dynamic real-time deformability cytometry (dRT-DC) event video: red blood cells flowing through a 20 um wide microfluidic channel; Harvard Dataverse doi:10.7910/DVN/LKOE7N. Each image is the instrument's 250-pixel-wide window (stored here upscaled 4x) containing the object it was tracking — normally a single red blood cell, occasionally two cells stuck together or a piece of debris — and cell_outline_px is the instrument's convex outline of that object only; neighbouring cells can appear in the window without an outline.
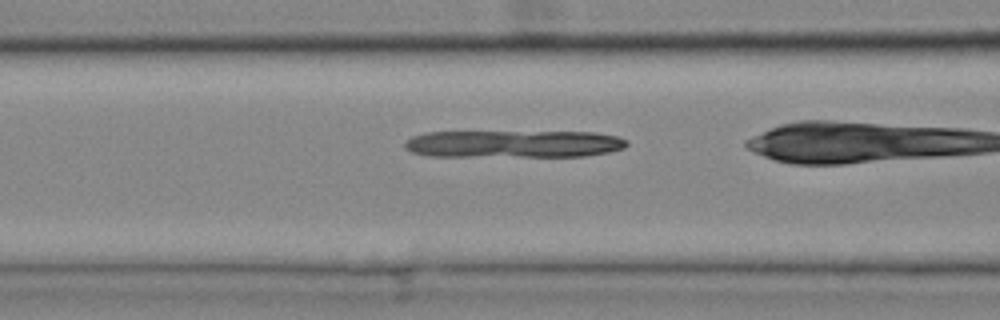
{"species": "common noctule bat (a hibernating species)", "species_latin": "Nyctalus noctula", "temperature_condition": "cold", "stored_images_in_passage": 26, "camera_frame_rate_fps": 3000, "um_per_image_px": 0.085, "animal": {"sex": "female", "body_mass_g": 25.1}, "frame": {"image": 1, "passage_image": 5, "time_ms": 1.333, "image_size_px": [1000, 320], "cell_outline_px": [[628, 144], [624, 148], [608, 152], [584, 156], [428, 156], [412, 152], [404, 148], [404, 140], [412, 136], [424, 132], [596, 132], [616, 136], [628, 140]], "centroid_in_image_um": [43.63, 12.23], "position_along_channel_um": 123.0, "area_um2": 35.6}}
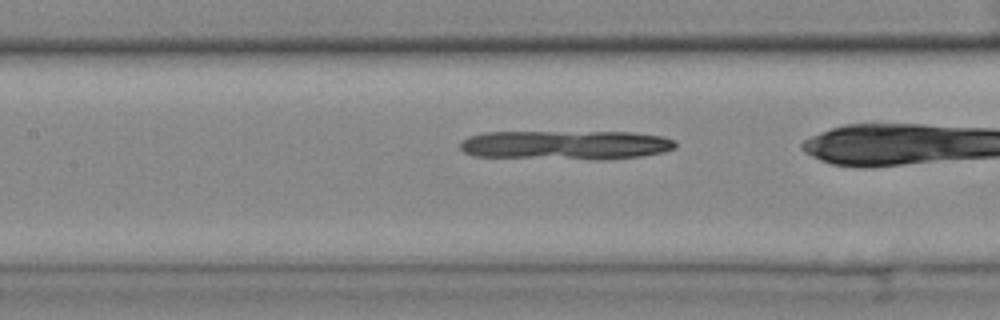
{"frame": {"image": 2, "passage_image": 8, "time_ms": 2.333, "image_size_px": [1000, 320], "cell_outline_px": [[676, 148], [664, 152], [640, 156], [596, 160], [472, 156], [464, 152], [460, 148], [460, 140], [468, 136], [484, 132], [632, 132], [664, 136], [676, 140]], "centroid_in_image_um": [48.08, 12.32], "position_along_channel_um": 159.3, "area_um2": 37.17}}